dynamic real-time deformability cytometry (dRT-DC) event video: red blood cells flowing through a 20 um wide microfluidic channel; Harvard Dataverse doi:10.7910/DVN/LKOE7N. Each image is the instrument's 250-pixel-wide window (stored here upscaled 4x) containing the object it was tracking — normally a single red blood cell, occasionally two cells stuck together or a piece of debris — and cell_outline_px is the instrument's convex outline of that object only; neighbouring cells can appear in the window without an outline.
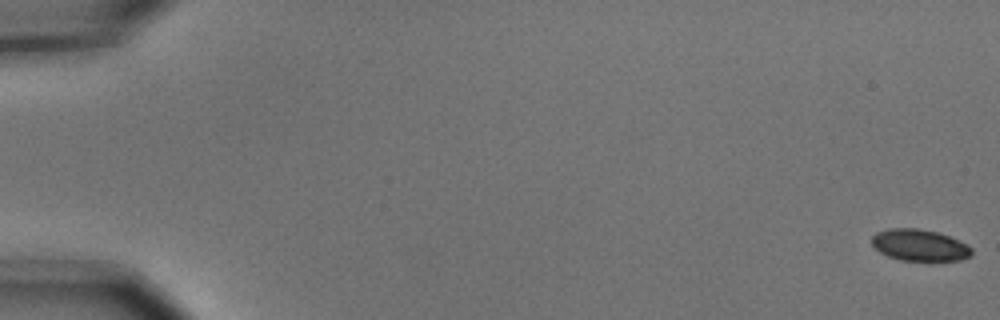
{"species": "common noctule bat (a hibernating species)", "species_latin": "Nyctalus noctula", "temperature_condition": "cold", "stored_images_in_passage": 5, "camera_frame_rate_fps": 3000, "um_per_image_px": 0.085, "animal": {"sex": "male", "body_mass_g": 15.6}, "frame": {"image": 1, "passage_image": 1, "time_ms": 0.0, "image_size_px": [1000, 320], "cell_outline_px": [[972, 256], [960, 260], [900, 260], [888, 256], [880, 252], [872, 244], [872, 236], [876, 232], [888, 228], [920, 228], [936, 232], [948, 236], [968, 244], [972, 248]], "centroid_in_image_um": [78.17, 20.83], "position_along_channel_um": 6.8, "area_um2": 18.38}}
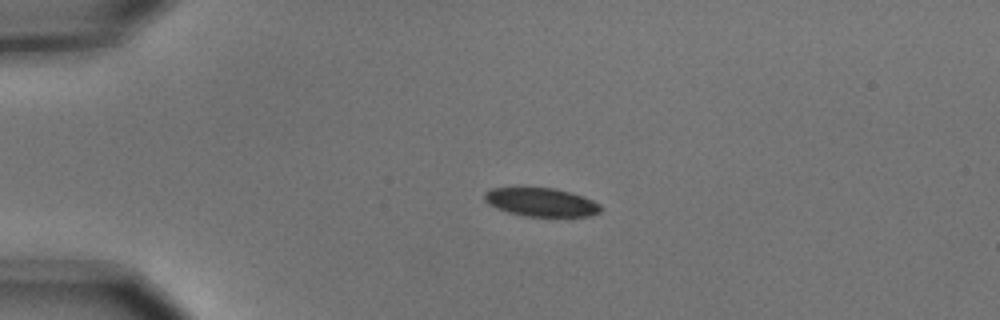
{"frame": {"image": 2, "passage_image": 4, "time_ms": 1.0, "image_size_px": [1000, 320], "cell_outline_px": [[600, 212], [588, 216], [524, 216], [508, 212], [496, 208], [488, 204], [484, 200], [484, 192], [492, 188], [552, 188], [584, 196], [600, 204]], "centroid_in_image_um": [45.97, 17.19], "position_along_channel_um": 39.0, "area_um2": 19.13}}